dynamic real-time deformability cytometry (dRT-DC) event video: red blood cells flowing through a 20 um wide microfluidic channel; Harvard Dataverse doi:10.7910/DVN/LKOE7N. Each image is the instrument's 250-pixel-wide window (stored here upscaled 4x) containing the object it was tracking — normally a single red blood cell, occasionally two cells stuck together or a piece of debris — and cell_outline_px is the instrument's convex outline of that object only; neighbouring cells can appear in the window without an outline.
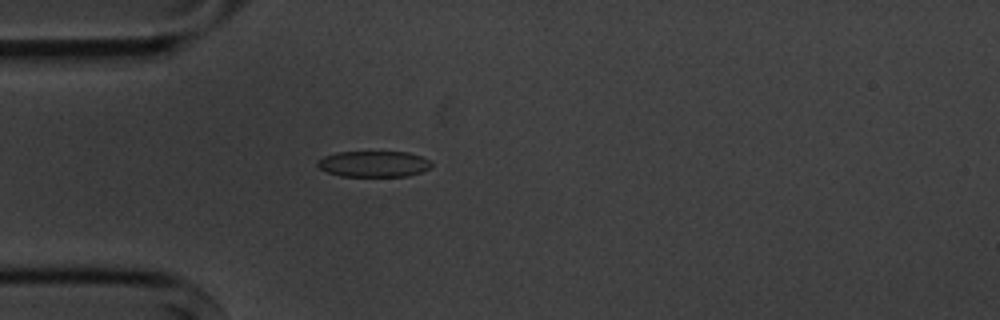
{"species": "common noctule bat (a hibernating species)", "species_latin": "Nyctalus noctula", "temperature_condition": "cold", "stored_images_in_passage": 5, "camera_frame_rate_fps": 3000, "um_per_image_px": 0.085, "animal": {"sex": "male", "body_mass_g": 20.1, "forearm_length_mm": 53.5}, "frame": {"image": 1, "passage_image": 5, "time_ms": 4.667, "image_size_px": [1000, 320], "cell_outline_px": [[432, 168], [408, 176], [340, 176], [328, 172], [320, 168], [316, 164], [316, 160], [324, 156], [336, 152], [408, 152], [432, 160]], "centroid_in_image_um": [31.78, 13.93], "position_along_channel_um": 53.2, "area_um2": 17.4}}